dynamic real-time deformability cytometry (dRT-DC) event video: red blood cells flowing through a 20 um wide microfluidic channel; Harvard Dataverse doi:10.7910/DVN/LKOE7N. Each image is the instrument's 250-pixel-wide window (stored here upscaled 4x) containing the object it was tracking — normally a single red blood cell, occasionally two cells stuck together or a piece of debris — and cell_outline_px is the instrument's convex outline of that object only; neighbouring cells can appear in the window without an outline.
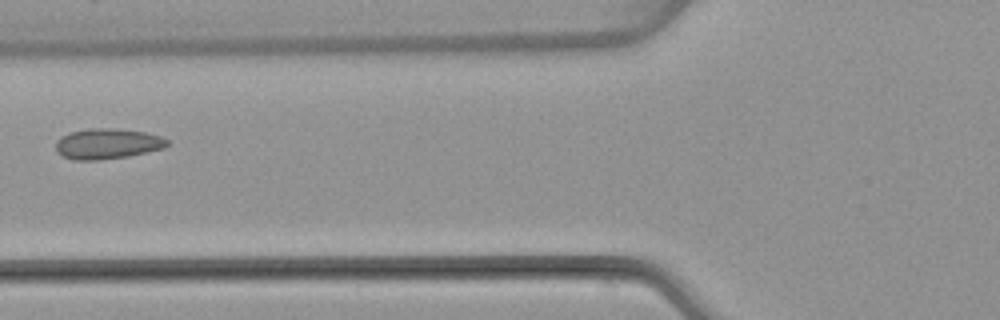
{"species": "common noctule bat (a hibernating species)", "species_latin": "Nyctalus noctula", "temperature_condition": "warm", "stored_images_in_passage": 6, "camera_frame_rate_fps": 3000, "um_per_image_px": 0.085, "animal": {"sex": "female", "body_mass_g": 22.7, "forearm_length_mm": 54.2}, "frame": {"image": 1, "passage_image": 6, "time_ms": 6.0, "image_size_px": [1000, 320], "cell_outline_px": [[168, 144], [164, 148], [128, 156], [100, 160], [72, 160], [56, 152], [56, 140], [60, 136], [72, 132], [88, 128], [112, 128], [144, 132], [160, 136], [168, 140]], "centroid_in_image_um": [9.1, 12.22], "position_along_channel_um": 116.7, "area_um2": 19.77}}